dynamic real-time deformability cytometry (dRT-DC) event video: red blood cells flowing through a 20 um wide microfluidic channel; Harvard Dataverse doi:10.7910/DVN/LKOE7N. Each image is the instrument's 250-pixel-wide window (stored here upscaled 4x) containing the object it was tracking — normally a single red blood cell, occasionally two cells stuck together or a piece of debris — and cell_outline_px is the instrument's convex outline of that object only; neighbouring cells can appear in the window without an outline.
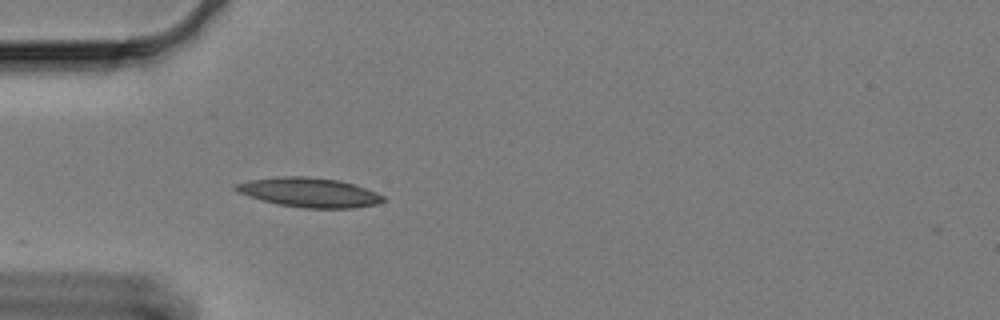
{"species": "Egyptian fruit bat (a non-hibernating species)", "species_latin": "Rousettus aegyptiacus", "temperature_condition": "cold", "stored_images_in_passage": 19, "camera_frame_rate_fps": 3000, "um_per_image_px": 0.085, "animal": {"sex": "female"}, "frame": {"image": 1, "passage_image": 1, "time_ms": 0.0, "image_size_px": [1000, 320], "cell_outline_px": [[384, 200], [376, 204], [352, 208], [304, 208], [280, 204], [248, 196], [236, 192], [232, 188], [236, 184], [248, 180], [276, 176], [308, 176], [340, 180], [376, 192], [384, 196]], "centroid_in_image_um": [26.24, 16.34], "position_along_channel_um": 58.8, "area_um2": 25.2}}
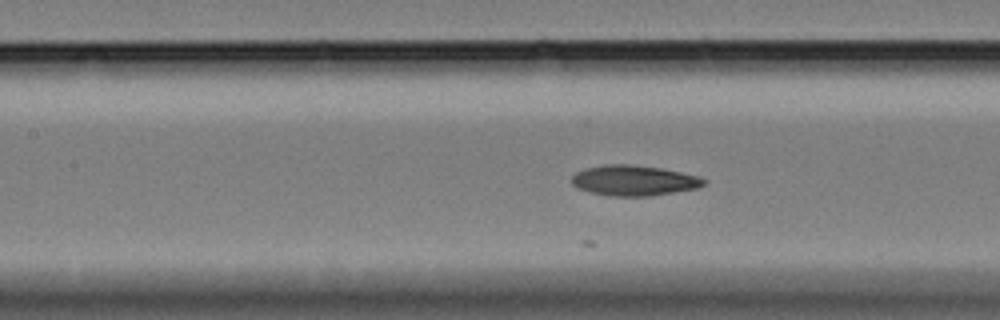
{"frame": {"image": 2, "passage_image": 10, "time_ms": 3.0, "image_size_px": [1000, 320], "cell_outline_px": [[708, 180], [704, 184], [696, 188], [648, 196], [608, 196], [592, 192], [580, 188], [572, 184], [572, 176], [576, 172], [584, 168], [604, 164], [628, 164], [660, 168], [700, 176]], "centroid_in_image_um": [53.87, 15.33], "position_along_channel_um": 153.5, "area_um2": 23.24}}
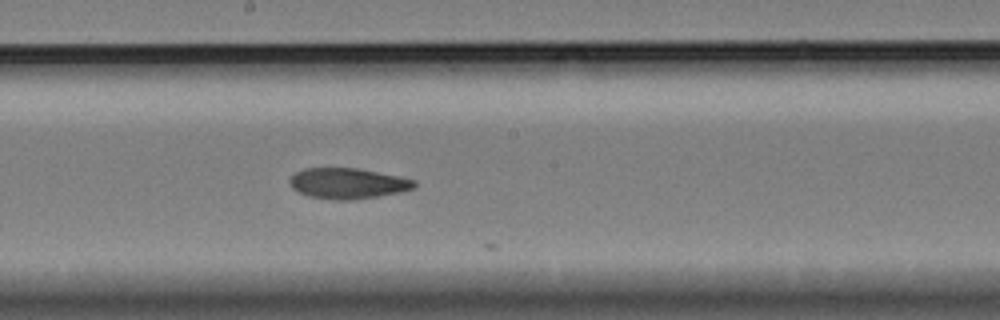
{"frame": {"image": 3, "passage_image": 16, "time_ms": 5.0, "image_size_px": [1000, 320], "cell_outline_px": [[416, 188], [400, 192], [352, 200], [332, 200], [308, 196], [292, 188], [288, 180], [296, 172], [304, 168], [356, 168], [400, 176], [416, 180]], "centroid_in_image_um": [29.57, 15.59], "position_along_channel_um": 218.6, "area_um2": 22.31}}